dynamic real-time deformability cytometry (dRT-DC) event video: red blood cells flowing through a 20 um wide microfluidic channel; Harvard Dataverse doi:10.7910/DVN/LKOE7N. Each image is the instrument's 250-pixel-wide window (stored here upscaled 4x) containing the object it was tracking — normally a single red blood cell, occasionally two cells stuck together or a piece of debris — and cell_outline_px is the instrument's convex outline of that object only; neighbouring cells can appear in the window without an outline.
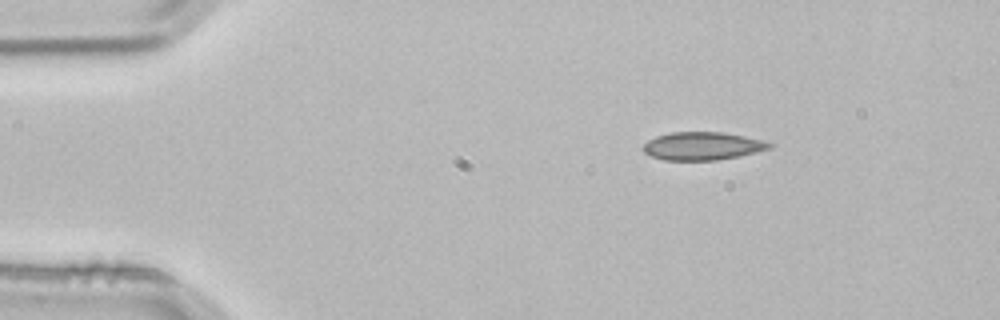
{"species": "common noctule bat (a hibernating species)", "species_latin": "Nyctalus noctula", "temperature_condition": "room temperature", "stored_images_in_passage": 2, "camera_frame_rate_fps": 3000, "um_per_image_px": 0.085, "animal": {"sex": "male", "body_mass_g": 21.5, "forearm_length_mm": 52.0}, "frame": {"image": 1, "passage_image": 1, "time_ms": 0.0, "image_size_px": [1000, 320], "cell_outline_px": [[776, 144], [772, 148], [756, 152], [716, 160], [664, 160], [652, 156], [644, 152], [640, 148], [648, 140], [656, 136], [672, 132], [724, 132], [764, 140]], "centroid_in_image_um": [59.72, 12.4], "position_along_channel_um": 25.3, "area_um2": 20.69}}